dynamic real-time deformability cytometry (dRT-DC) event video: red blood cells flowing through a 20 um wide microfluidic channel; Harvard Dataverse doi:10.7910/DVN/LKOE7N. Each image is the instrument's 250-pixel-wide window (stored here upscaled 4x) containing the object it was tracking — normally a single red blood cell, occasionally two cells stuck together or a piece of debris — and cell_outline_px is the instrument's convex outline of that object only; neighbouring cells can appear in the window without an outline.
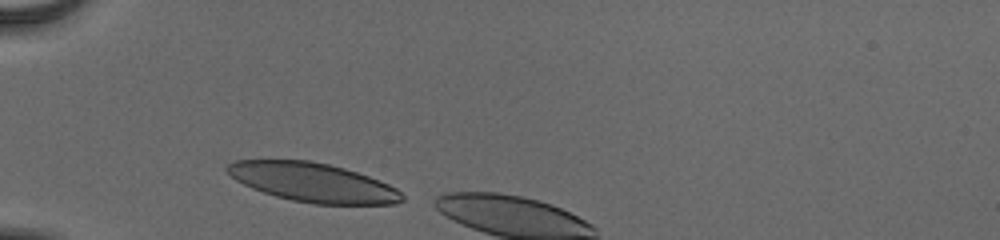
{"species": "human", "species_latin": "Homo sapiens", "temperature_condition": "cold", "stored_images_in_passage": 4, "camera_frame_rate_fps": 3000, "um_per_image_px": 0.085, "donor": {"sex": "male"}, "frame": {"image": 1, "passage_image": 1, "time_ms": 0.0, "image_size_px": [1000, 240], "cell_outline_px": [[404, 200], [396, 204], [312, 204], [292, 200], [276, 196], [252, 188], [236, 180], [224, 168], [228, 164], [236, 160], [308, 160], [328, 164], [344, 168], [368, 176], [388, 184], [396, 188], [404, 196]], "centroid_in_image_um": [26.6, 15.51], "position_along_channel_um": 58.4, "area_um2": 39.54}}